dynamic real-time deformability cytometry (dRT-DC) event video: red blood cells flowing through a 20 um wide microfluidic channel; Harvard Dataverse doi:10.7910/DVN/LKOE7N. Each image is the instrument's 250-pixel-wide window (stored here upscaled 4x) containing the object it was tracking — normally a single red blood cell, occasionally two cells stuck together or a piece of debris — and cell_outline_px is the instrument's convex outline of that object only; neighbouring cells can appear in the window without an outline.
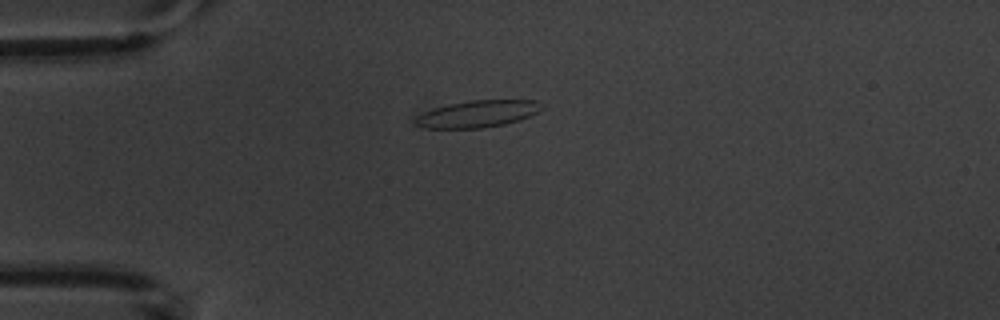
{"species": "common noctule bat (a hibernating species)", "species_latin": "Nyctalus noctula", "temperature_condition": "warm", "stored_images_in_passage": 5, "camera_frame_rate_fps": 3000, "um_per_image_px": 0.085, "animal": {"sex": "male", "body_mass_g": 20.1, "forearm_length_mm": 53.5}, "frame": {"image": 1, "passage_image": 5, "time_ms": 4.667, "image_size_px": [1000, 320], "cell_outline_px": [[544, 108], [520, 120], [504, 124], [480, 128], [424, 128], [416, 124], [416, 116], [432, 108], [448, 104], [472, 100], [536, 100]], "centroid_in_image_um": [40.58, 9.67], "position_along_channel_um": 44.4, "area_um2": 19.65}}